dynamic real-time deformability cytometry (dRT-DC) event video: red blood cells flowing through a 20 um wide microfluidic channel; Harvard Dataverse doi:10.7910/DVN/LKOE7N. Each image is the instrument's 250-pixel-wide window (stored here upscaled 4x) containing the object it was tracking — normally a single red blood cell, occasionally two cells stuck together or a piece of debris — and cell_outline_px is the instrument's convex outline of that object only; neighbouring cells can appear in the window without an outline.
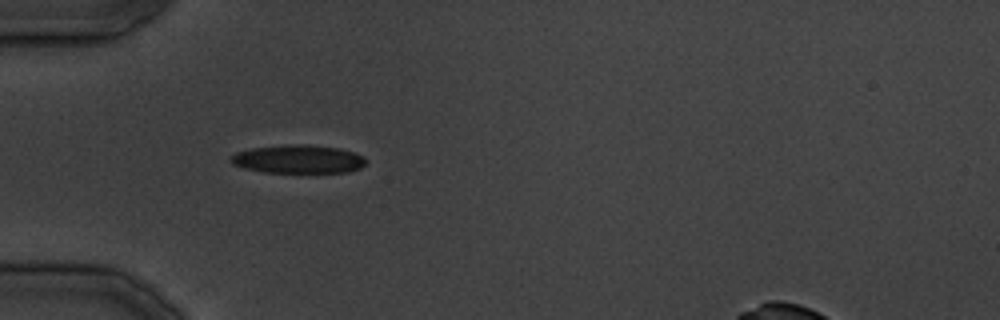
{"species": "common noctule bat (a hibernating species)", "species_latin": "Nyctalus noctula", "temperature_condition": "cold", "stored_images_in_passage": 28, "camera_frame_rate_fps": 3000, "um_per_image_px": 0.085, "animal": {"sex": "male", "body_mass_g": 19.5, "forearm_length_mm": 54.6}, "frame": {"image": 1, "passage_image": 1, "time_ms": 0.0, "image_size_px": [1000, 320], "cell_outline_px": [[364, 164], [360, 168], [348, 172], [264, 172], [244, 168], [232, 164], [228, 160], [228, 156], [236, 152], [252, 148], [288, 144], [308, 144], [340, 148], [356, 152], [364, 156]], "centroid_in_image_um": [25.32, 13.51], "position_along_channel_um": 59.7, "area_um2": 22.54}}
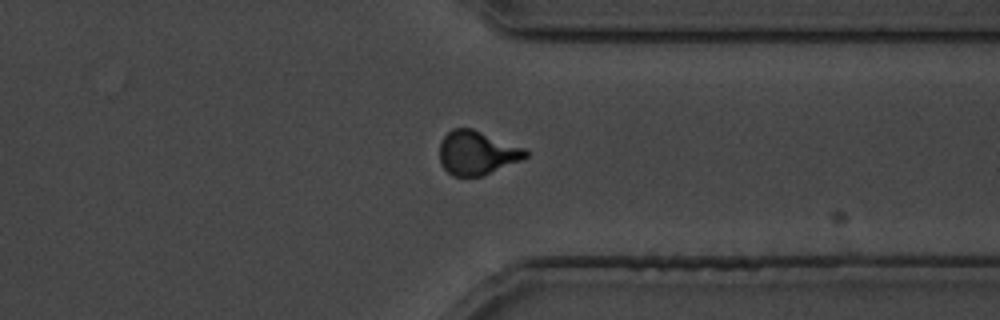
{"frame": {"image": 2, "passage_image": 19, "time_ms": 21.0, "image_size_px": [1000, 320], "cell_outline_px": [[528, 156], [520, 160], [480, 176], [452, 176], [440, 164], [440, 140], [452, 128], [472, 128], [524, 148], [528, 152]], "centroid_in_image_um": [40.5, 12.98], "position_along_channel_um": 370.9, "area_um2": 21.73}}
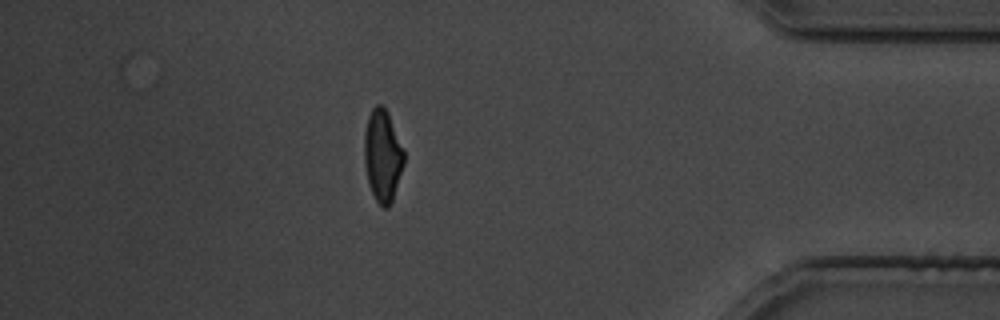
{"frame": {"image": 3, "passage_image": 22, "time_ms": 25.333, "image_size_px": [1000, 320], "cell_outline_px": [[404, 164], [392, 200], [388, 208], [384, 208], [376, 200], [368, 184], [364, 164], [364, 132], [368, 116], [372, 108], [376, 104], [380, 104], [388, 112], [404, 152]], "centroid_in_image_um": [32.5, 13.22], "position_along_channel_um": 402.7, "area_um2": 21.21}}